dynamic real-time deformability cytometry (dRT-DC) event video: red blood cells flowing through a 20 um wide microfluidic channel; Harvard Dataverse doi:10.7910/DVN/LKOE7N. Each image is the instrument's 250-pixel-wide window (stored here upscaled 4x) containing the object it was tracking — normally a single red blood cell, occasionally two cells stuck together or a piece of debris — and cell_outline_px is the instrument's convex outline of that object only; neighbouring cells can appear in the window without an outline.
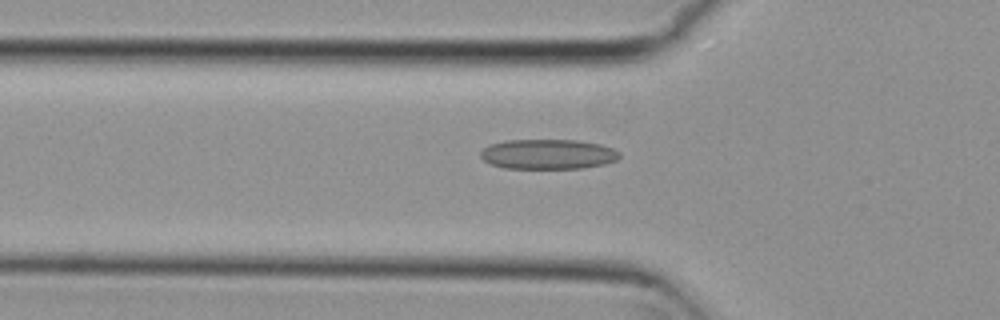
{"species": "common noctule bat (a hibernating species)", "species_latin": "Nyctalus noctula", "temperature_condition": "cold", "stored_images_in_passage": 32, "camera_frame_rate_fps": 3000, "um_per_image_px": 0.085, "animal": {"sex": "female", "body_mass_g": 29.2, "forearm_length_mm": 56.3}, "frame": {"image": 1, "passage_image": 7, "time_ms": 2.0, "image_size_px": [1000, 320], "cell_outline_px": [[620, 156], [616, 160], [604, 164], [580, 168], [504, 168], [492, 164], [484, 160], [480, 156], [480, 152], [488, 144], [504, 140], [576, 140], [600, 144], [612, 148], [620, 152]], "centroid_in_image_um": [46.56, 13.1], "position_along_channel_um": 79.2, "area_um2": 24.22}}
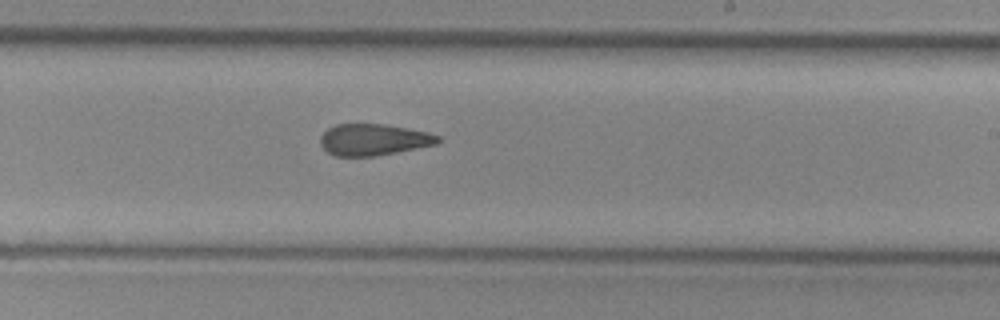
{"frame": {"image": 2, "passage_image": 21, "time_ms": 6.667, "image_size_px": [1000, 320], "cell_outline_px": [[440, 140], [436, 144], [376, 156], [332, 156], [320, 144], [320, 136], [328, 128], [336, 124], [384, 124], [428, 132], [440, 136]], "centroid_in_image_um": [31.72, 11.87], "position_along_channel_um": 257.3, "area_um2": 21.5}}
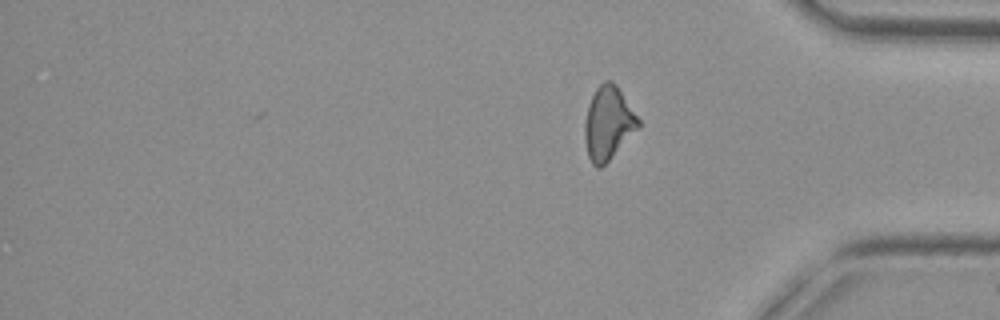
{"frame": {"image": 3, "passage_image": 32, "time_ms": 10.333, "image_size_px": [1000, 320], "cell_outline_px": [[640, 128], [600, 168], [596, 168], [592, 164], [588, 156], [584, 136], [584, 124], [588, 104], [596, 88], [604, 80], [612, 80], [616, 84], [640, 120]], "centroid_in_image_um": [51.69, 10.46], "position_along_channel_um": 383.5, "area_um2": 22.89}, "authors_computed_cell_mechanics": {"area_um2": 22.6287, "velocity_mm_per_s": 3.799, "shape_relaxation_time_tau1_ms": null, "shape_relaxation_time_tau2_ms": 2.7616, "deformation_change_tau1": null, "deformation_change_tau2": 0.1132}}